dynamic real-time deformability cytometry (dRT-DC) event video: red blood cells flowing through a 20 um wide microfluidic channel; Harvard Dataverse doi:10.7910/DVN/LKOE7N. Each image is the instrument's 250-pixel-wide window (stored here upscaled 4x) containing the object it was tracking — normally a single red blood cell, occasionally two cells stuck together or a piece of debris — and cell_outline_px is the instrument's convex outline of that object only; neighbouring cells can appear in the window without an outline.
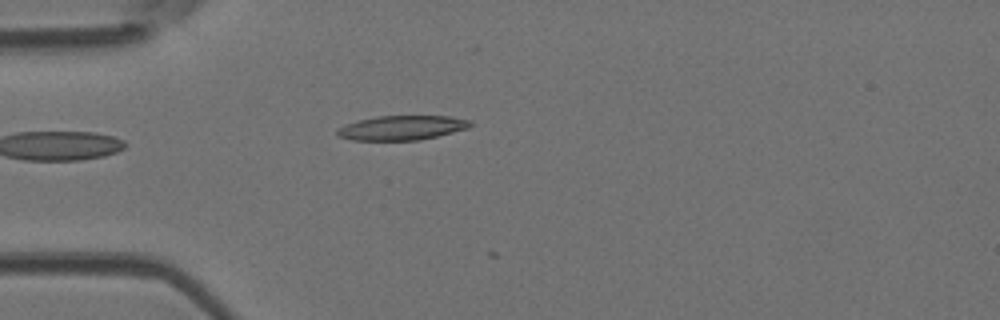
{"species": "Egyptian fruit bat (a non-hibernating species)", "species_latin": "Rousettus aegyptiacus", "temperature_condition": "room temperature", "stored_images_in_passage": 5, "camera_frame_rate_fps": 3000, "um_per_image_px": 0.085, "animal": {"sex": "female"}, "frame": {"image": 1, "passage_image": 4, "time_ms": 1.0, "image_size_px": [1000, 320], "cell_outline_px": [[472, 124], [468, 128], [420, 140], [352, 140], [336, 136], [336, 128], [344, 124], [376, 116], [448, 116], [472, 120]], "centroid_in_image_um": [34.12, 10.86], "position_along_channel_um": 50.9, "area_um2": 19.02}}